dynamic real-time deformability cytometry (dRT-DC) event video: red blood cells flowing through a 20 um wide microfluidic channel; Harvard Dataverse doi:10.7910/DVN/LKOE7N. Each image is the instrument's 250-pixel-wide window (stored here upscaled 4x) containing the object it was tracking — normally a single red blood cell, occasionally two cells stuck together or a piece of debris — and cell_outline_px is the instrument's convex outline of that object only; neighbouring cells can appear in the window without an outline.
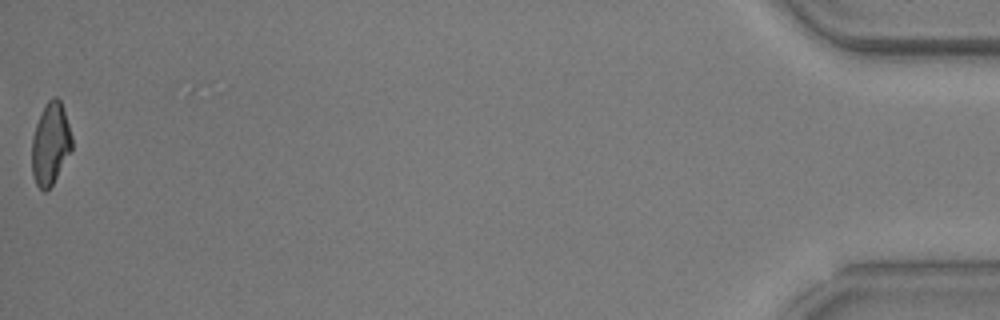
{"species": "common noctule bat (a hibernating species)", "species_latin": "Nyctalus noctula", "temperature_condition": "warm", "stored_images_in_passage": 39, "camera_frame_rate_fps": 3000, "um_per_image_px": 0.085, "animal": {"sex": "male", "body_mass_g": 20.5, "forearm_length_mm": 52.5}, "frame": {"image": 1, "passage_image": 39, "time_ms": 12.667, "image_size_px": [1000, 320], "cell_outline_px": [[72, 148], [52, 184], [44, 192], [36, 184], [32, 172], [32, 136], [36, 124], [48, 100], [52, 96], [56, 96], [60, 100], [72, 136]], "centroid_in_image_um": [4.28, 12.21], "position_along_channel_um": 430.9, "area_um2": 18.73}, "authors_computed_cell_mechanics": {"area_um2": 20.1722, "velocity_mm_per_s": 3.7781, "shape_relaxation_time_tau1_ms": 5.1163, "shape_relaxation_time_tau2_ms": 2.8345, "deformation_change_tau1": 0.1701, "deformation_change_tau2": 0.0927}}